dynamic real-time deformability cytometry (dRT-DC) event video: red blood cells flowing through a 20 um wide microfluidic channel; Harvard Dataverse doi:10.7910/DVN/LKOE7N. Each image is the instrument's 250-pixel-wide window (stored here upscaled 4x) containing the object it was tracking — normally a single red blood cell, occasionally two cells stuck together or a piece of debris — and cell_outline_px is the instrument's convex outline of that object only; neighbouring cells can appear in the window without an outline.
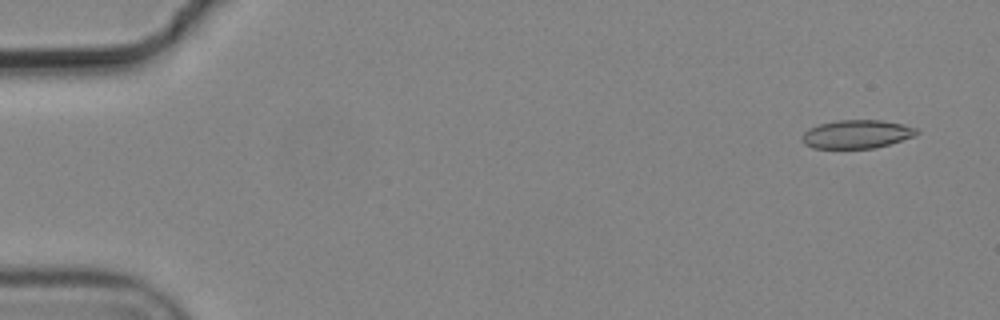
{"species": "common noctule bat (a hibernating species)", "species_latin": "Nyctalus noctula", "temperature_condition": "cold", "stored_images_in_passage": 4, "camera_frame_rate_fps": 3000, "um_per_image_px": 0.085, "animal": {"sex": "male", "body_mass_g": 19.2, "forearm_length_mm": 51.8}, "frame": {"image": 1, "passage_image": 1, "time_ms": 0.0, "image_size_px": [1000, 320], "cell_outline_px": [[920, 132], [912, 136], [876, 148], [812, 148], [804, 144], [804, 132], [820, 124], [836, 120], [884, 120], [904, 124], [920, 128]], "centroid_in_image_um": [72.88, 11.39], "position_along_channel_um": 12.1, "area_um2": 18.84}}